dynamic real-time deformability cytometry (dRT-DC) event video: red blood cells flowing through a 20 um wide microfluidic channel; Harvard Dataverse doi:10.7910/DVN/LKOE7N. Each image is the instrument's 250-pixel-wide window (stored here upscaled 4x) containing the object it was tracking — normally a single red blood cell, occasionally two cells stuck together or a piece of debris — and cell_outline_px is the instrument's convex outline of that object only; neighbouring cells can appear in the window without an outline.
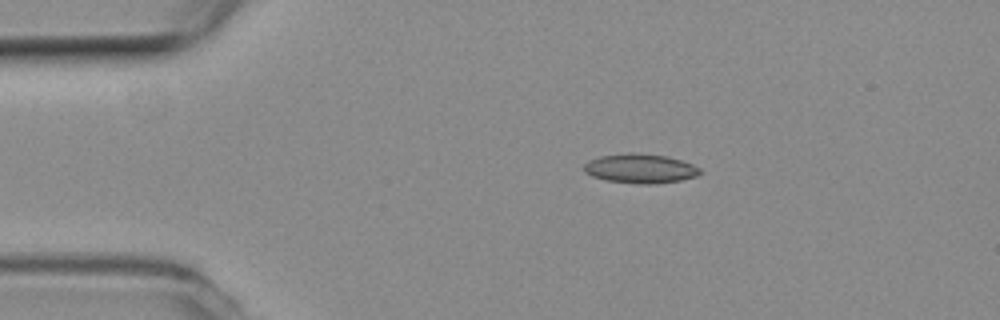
{"species": "common noctule bat (a hibernating species)", "species_latin": "Nyctalus noctula", "temperature_condition": "room temperature", "stored_images_in_passage": 9, "camera_frame_rate_fps": 3000, "um_per_image_px": 0.085, "animal": {"sex": "female", "body_mass_g": 19.3, "forearm_length_mm": 54.1}, "frame": {"image": 1, "passage_image": 2, "time_ms": 0.333, "image_size_px": [1000, 320], "cell_outline_px": [[700, 172], [696, 176], [680, 180], [648, 184], [640, 184], [608, 180], [592, 176], [584, 172], [584, 164], [588, 160], [600, 156], [628, 152], [636, 152], [668, 156], [692, 164], [700, 168]], "centroid_in_image_um": [54.39, 14.3], "position_along_channel_um": 30.6, "area_um2": 19.77}}
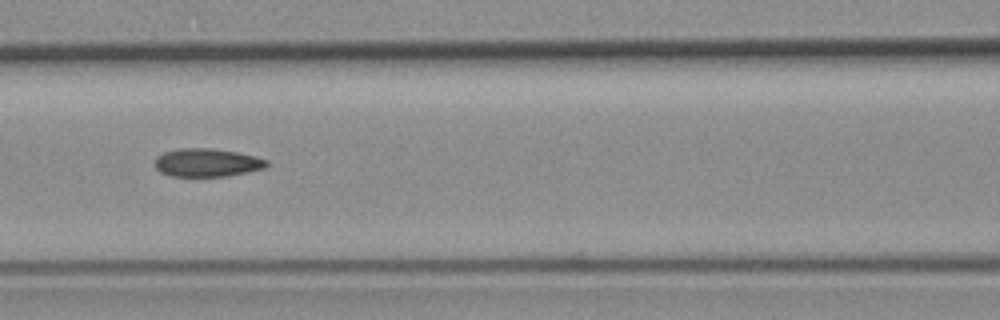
{"frame": {"image": 2, "passage_image": 6, "time_ms": 1.667, "image_size_px": [1000, 320], "cell_outline_px": [[268, 164], [264, 168], [248, 172], [228, 176], [168, 176], [160, 172], [156, 168], [156, 156], [164, 152], [176, 148], [212, 148], [236, 152], [256, 156], [268, 160]], "centroid_in_image_um": [17.59, 13.82], "position_along_channel_um": 149.0, "area_um2": 18.5}}
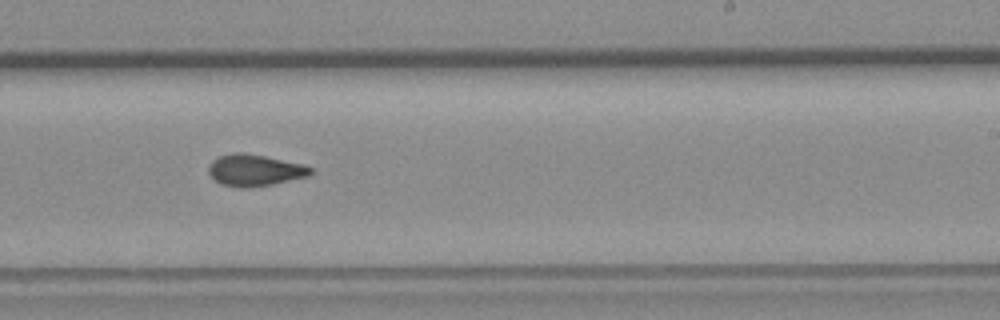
{"frame": {"image": 3, "passage_image": 9, "time_ms": 2.667, "image_size_px": [1000, 320], "cell_outline_px": [[312, 172], [308, 176], [272, 184], [248, 188], [240, 188], [220, 184], [208, 172], [208, 164], [212, 160], [220, 156], [236, 152], [240, 152], [264, 156], [304, 164], [312, 168]], "centroid_in_image_um": [21.63, 14.47], "position_along_channel_um": 267.4, "area_um2": 18.73}}